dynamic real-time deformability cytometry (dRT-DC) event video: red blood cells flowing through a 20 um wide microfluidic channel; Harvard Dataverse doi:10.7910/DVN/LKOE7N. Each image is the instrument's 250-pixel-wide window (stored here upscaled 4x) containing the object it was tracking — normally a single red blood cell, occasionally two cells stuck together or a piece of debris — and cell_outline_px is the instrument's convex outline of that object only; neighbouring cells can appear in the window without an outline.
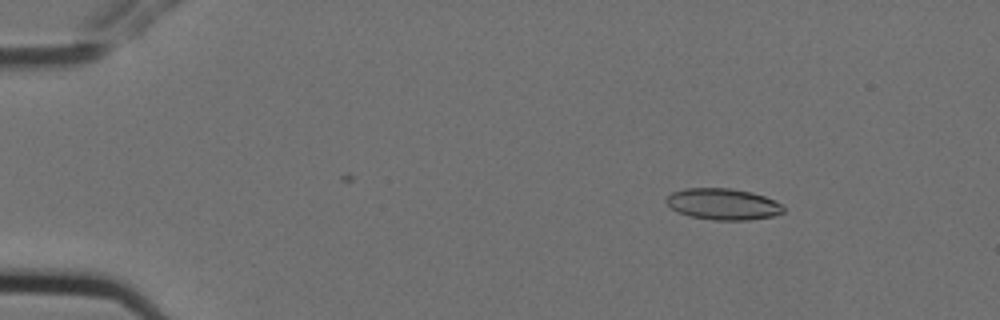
{"species": "Egyptian fruit bat (a non-hibernating species)", "species_latin": "Rousettus aegyptiacus", "temperature_condition": "cold", "stored_images_in_passage": 3, "camera_frame_rate_fps": 3000, "um_per_image_px": 0.085, "animal": {"sex": "female"}, "frame": {"image": 1, "passage_image": 1, "time_ms": 0.0, "image_size_px": [1000, 320], "cell_outline_px": [[784, 212], [776, 216], [748, 220], [712, 220], [688, 216], [676, 212], [664, 200], [672, 192], [684, 188], [732, 188], [752, 192], [764, 196], [780, 204], [784, 208]], "centroid_in_image_um": [61.44, 17.35], "position_along_channel_um": 23.6, "area_um2": 21.56}}
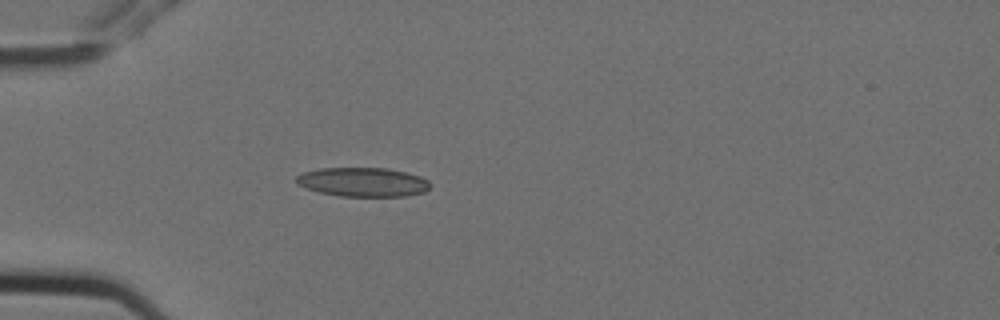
{"frame": {"image": 2, "passage_image": 3, "time_ms": 0.667, "image_size_px": [1000, 320], "cell_outline_px": [[432, 184], [424, 192], [404, 196], [340, 196], [320, 192], [296, 184], [296, 176], [304, 172], [320, 168], [388, 168], [420, 176], [428, 180]], "centroid_in_image_um": [30.86, 15.47], "position_along_channel_um": 54.1, "area_um2": 22.6}}